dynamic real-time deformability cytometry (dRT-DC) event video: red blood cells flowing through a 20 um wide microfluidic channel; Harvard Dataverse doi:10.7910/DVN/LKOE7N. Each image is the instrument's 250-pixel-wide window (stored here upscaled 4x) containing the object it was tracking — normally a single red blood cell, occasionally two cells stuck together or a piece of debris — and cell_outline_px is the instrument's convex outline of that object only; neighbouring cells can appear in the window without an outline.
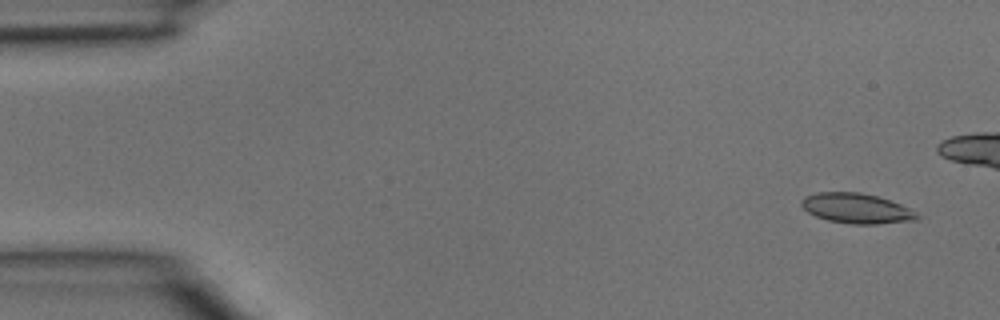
{"species": "common noctule bat (a hibernating species)", "species_latin": "Nyctalus noctula", "temperature_condition": "room temperature", "stored_images_in_passage": 5, "camera_frame_rate_fps": 3000, "um_per_image_px": 0.085, "animal": {"sex": "male", "body_mass_g": 15.6}, "frame": {"image": 1, "passage_image": 1, "time_ms": 0.0, "image_size_px": [1000, 320], "cell_outline_px": [[924, 216], [920, 220], [876, 224], [852, 224], [828, 220], [816, 216], [808, 212], [800, 204], [800, 200], [804, 196], [816, 192], [860, 192], [876, 196], [900, 204]], "centroid_in_image_um": [72.83, 17.71], "position_along_channel_um": 12.2, "area_um2": 20.4}}